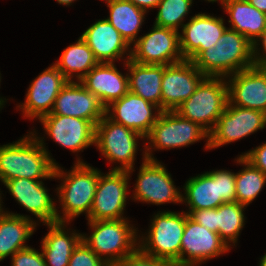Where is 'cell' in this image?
I'll return each instance as SVG.
<instances>
[{
  "label": "cell",
  "instance_id": "obj_1",
  "mask_svg": "<svg viewBox=\"0 0 266 266\" xmlns=\"http://www.w3.org/2000/svg\"><path fill=\"white\" fill-rule=\"evenodd\" d=\"M33 137L28 135L15 143L0 146V180L3 183L16 178H54L57 164L50 158L43 139L35 134Z\"/></svg>",
  "mask_w": 266,
  "mask_h": 266
},
{
  "label": "cell",
  "instance_id": "obj_2",
  "mask_svg": "<svg viewBox=\"0 0 266 266\" xmlns=\"http://www.w3.org/2000/svg\"><path fill=\"white\" fill-rule=\"evenodd\" d=\"M193 63L205 77L225 78L255 65L253 44L227 28L217 44L204 50Z\"/></svg>",
  "mask_w": 266,
  "mask_h": 266
},
{
  "label": "cell",
  "instance_id": "obj_3",
  "mask_svg": "<svg viewBox=\"0 0 266 266\" xmlns=\"http://www.w3.org/2000/svg\"><path fill=\"white\" fill-rule=\"evenodd\" d=\"M76 163L67 174L58 165L54 170V178H64L63 184L57 188L64 216H59V223H67L85 212L88 218L93 205L100 171L80 159Z\"/></svg>",
  "mask_w": 266,
  "mask_h": 266
},
{
  "label": "cell",
  "instance_id": "obj_4",
  "mask_svg": "<svg viewBox=\"0 0 266 266\" xmlns=\"http://www.w3.org/2000/svg\"><path fill=\"white\" fill-rule=\"evenodd\" d=\"M224 80V81H223ZM229 102L228 86L222 77H205L195 92L175 109L210 133Z\"/></svg>",
  "mask_w": 266,
  "mask_h": 266
},
{
  "label": "cell",
  "instance_id": "obj_5",
  "mask_svg": "<svg viewBox=\"0 0 266 266\" xmlns=\"http://www.w3.org/2000/svg\"><path fill=\"white\" fill-rule=\"evenodd\" d=\"M88 223L93 232L89 237L83 234L82 240L100 258L104 255L110 266L123 260L138 247L136 229H133L125 218Z\"/></svg>",
  "mask_w": 266,
  "mask_h": 266
},
{
  "label": "cell",
  "instance_id": "obj_6",
  "mask_svg": "<svg viewBox=\"0 0 266 266\" xmlns=\"http://www.w3.org/2000/svg\"><path fill=\"white\" fill-rule=\"evenodd\" d=\"M182 202L194 210L218 208L223 203L236 202L235 173L227 170L206 172L189 178L184 186Z\"/></svg>",
  "mask_w": 266,
  "mask_h": 266
},
{
  "label": "cell",
  "instance_id": "obj_7",
  "mask_svg": "<svg viewBox=\"0 0 266 266\" xmlns=\"http://www.w3.org/2000/svg\"><path fill=\"white\" fill-rule=\"evenodd\" d=\"M187 216L184 212H159L151 222L147 237L142 238L140 245L138 243L139 248L180 266V248Z\"/></svg>",
  "mask_w": 266,
  "mask_h": 266
},
{
  "label": "cell",
  "instance_id": "obj_8",
  "mask_svg": "<svg viewBox=\"0 0 266 266\" xmlns=\"http://www.w3.org/2000/svg\"><path fill=\"white\" fill-rule=\"evenodd\" d=\"M138 138L144 137L124 125L113 122L106 115L95 125L97 148L109 161L121 163V166L112 170L132 172Z\"/></svg>",
  "mask_w": 266,
  "mask_h": 266
},
{
  "label": "cell",
  "instance_id": "obj_9",
  "mask_svg": "<svg viewBox=\"0 0 266 266\" xmlns=\"http://www.w3.org/2000/svg\"><path fill=\"white\" fill-rule=\"evenodd\" d=\"M138 179L136 181L134 199L156 205L182 202V194L174 186L171 175L160 162L152 157L150 147H146Z\"/></svg>",
  "mask_w": 266,
  "mask_h": 266
},
{
  "label": "cell",
  "instance_id": "obj_10",
  "mask_svg": "<svg viewBox=\"0 0 266 266\" xmlns=\"http://www.w3.org/2000/svg\"><path fill=\"white\" fill-rule=\"evenodd\" d=\"M266 126V113L232 105L228 102L213 130L209 133L206 148L234 142Z\"/></svg>",
  "mask_w": 266,
  "mask_h": 266
},
{
  "label": "cell",
  "instance_id": "obj_11",
  "mask_svg": "<svg viewBox=\"0 0 266 266\" xmlns=\"http://www.w3.org/2000/svg\"><path fill=\"white\" fill-rule=\"evenodd\" d=\"M209 133L199 124L181 117L175 111H161L150 133L145 137L157 149H170L193 144ZM153 144V146H152Z\"/></svg>",
  "mask_w": 266,
  "mask_h": 266
},
{
  "label": "cell",
  "instance_id": "obj_12",
  "mask_svg": "<svg viewBox=\"0 0 266 266\" xmlns=\"http://www.w3.org/2000/svg\"><path fill=\"white\" fill-rule=\"evenodd\" d=\"M179 33L154 24L151 32L134 42L130 59L140 64L170 65L183 61Z\"/></svg>",
  "mask_w": 266,
  "mask_h": 266
},
{
  "label": "cell",
  "instance_id": "obj_13",
  "mask_svg": "<svg viewBox=\"0 0 266 266\" xmlns=\"http://www.w3.org/2000/svg\"><path fill=\"white\" fill-rule=\"evenodd\" d=\"M128 171L111 170L103 176L100 172L88 221L124 219L126 204Z\"/></svg>",
  "mask_w": 266,
  "mask_h": 266
},
{
  "label": "cell",
  "instance_id": "obj_14",
  "mask_svg": "<svg viewBox=\"0 0 266 266\" xmlns=\"http://www.w3.org/2000/svg\"><path fill=\"white\" fill-rule=\"evenodd\" d=\"M205 76L190 60L164 65L161 82V111H175L194 92Z\"/></svg>",
  "mask_w": 266,
  "mask_h": 266
},
{
  "label": "cell",
  "instance_id": "obj_15",
  "mask_svg": "<svg viewBox=\"0 0 266 266\" xmlns=\"http://www.w3.org/2000/svg\"><path fill=\"white\" fill-rule=\"evenodd\" d=\"M229 249L230 246H227L218 233L200 225L189 215L186 217L180 248V266H197L207 259L228 252Z\"/></svg>",
  "mask_w": 266,
  "mask_h": 266
},
{
  "label": "cell",
  "instance_id": "obj_16",
  "mask_svg": "<svg viewBox=\"0 0 266 266\" xmlns=\"http://www.w3.org/2000/svg\"><path fill=\"white\" fill-rule=\"evenodd\" d=\"M223 18L198 13L183 25L179 46L184 59L194 61L204 50L217 44L226 31Z\"/></svg>",
  "mask_w": 266,
  "mask_h": 266
},
{
  "label": "cell",
  "instance_id": "obj_17",
  "mask_svg": "<svg viewBox=\"0 0 266 266\" xmlns=\"http://www.w3.org/2000/svg\"><path fill=\"white\" fill-rule=\"evenodd\" d=\"M105 109L80 81L71 80L60 90L50 114L85 119L95 126L105 116Z\"/></svg>",
  "mask_w": 266,
  "mask_h": 266
},
{
  "label": "cell",
  "instance_id": "obj_18",
  "mask_svg": "<svg viewBox=\"0 0 266 266\" xmlns=\"http://www.w3.org/2000/svg\"><path fill=\"white\" fill-rule=\"evenodd\" d=\"M153 109H157V114L153 115ZM105 110V115L113 122L124 125L140 133L143 137L150 133L161 113L158 106L130 91L122 98L112 102Z\"/></svg>",
  "mask_w": 266,
  "mask_h": 266
},
{
  "label": "cell",
  "instance_id": "obj_19",
  "mask_svg": "<svg viewBox=\"0 0 266 266\" xmlns=\"http://www.w3.org/2000/svg\"><path fill=\"white\" fill-rule=\"evenodd\" d=\"M227 82L229 103L266 113V66L254 65Z\"/></svg>",
  "mask_w": 266,
  "mask_h": 266
},
{
  "label": "cell",
  "instance_id": "obj_20",
  "mask_svg": "<svg viewBox=\"0 0 266 266\" xmlns=\"http://www.w3.org/2000/svg\"><path fill=\"white\" fill-rule=\"evenodd\" d=\"M39 120L48 136L72 152L95 144V126L88 120L56 114L45 115Z\"/></svg>",
  "mask_w": 266,
  "mask_h": 266
},
{
  "label": "cell",
  "instance_id": "obj_21",
  "mask_svg": "<svg viewBox=\"0 0 266 266\" xmlns=\"http://www.w3.org/2000/svg\"><path fill=\"white\" fill-rule=\"evenodd\" d=\"M68 80L53 64L43 71L29 86L25 103L18 107L24 116L42 118L51 113L56 97Z\"/></svg>",
  "mask_w": 266,
  "mask_h": 266
},
{
  "label": "cell",
  "instance_id": "obj_22",
  "mask_svg": "<svg viewBox=\"0 0 266 266\" xmlns=\"http://www.w3.org/2000/svg\"><path fill=\"white\" fill-rule=\"evenodd\" d=\"M10 194L21 206L30 211L43 223L59 222V213L40 180L16 178L4 182Z\"/></svg>",
  "mask_w": 266,
  "mask_h": 266
},
{
  "label": "cell",
  "instance_id": "obj_23",
  "mask_svg": "<svg viewBox=\"0 0 266 266\" xmlns=\"http://www.w3.org/2000/svg\"><path fill=\"white\" fill-rule=\"evenodd\" d=\"M80 82L105 108L129 92L128 74L123 76L114 63H98Z\"/></svg>",
  "mask_w": 266,
  "mask_h": 266
},
{
  "label": "cell",
  "instance_id": "obj_24",
  "mask_svg": "<svg viewBox=\"0 0 266 266\" xmlns=\"http://www.w3.org/2000/svg\"><path fill=\"white\" fill-rule=\"evenodd\" d=\"M92 50L99 63H114L129 50V44L106 20H98L80 36Z\"/></svg>",
  "mask_w": 266,
  "mask_h": 266
},
{
  "label": "cell",
  "instance_id": "obj_25",
  "mask_svg": "<svg viewBox=\"0 0 266 266\" xmlns=\"http://www.w3.org/2000/svg\"><path fill=\"white\" fill-rule=\"evenodd\" d=\"M126 65L129 74V91L142 97L161 110V82L164 65L140 64L130 59L131 51H128Z\"/></svg>",
  "mask_w": 266,
  "mask_h": 266
},
{
  "label": "cell",
  "instance_id": "obj_26",
  "mask_svg": "<svg viewBox=\"0 0 266 266\" xmlns=\"http://www.w3.org/2000/svg\"><path fill=\"white\" fill-rule=\"evenodd\" d=\"M221 4L230 16V29L242 34L253 47H257L260 41L258 38L266 30V14L246 0H223Z\"/></svg>",
  "mask_w": 266,
  "mask_h": 266
},
{
  "label": "cell",
  "instance_id": "obj_27",
  "mask_svg": "<svg viewBox=\"0 0 266 266\" xmlns=\"http://www.w3.org/2000/svg\"><path fill=\"white\" fill-rule=\"evenodd\" d=\"M36 222L31 218L5 212L0 216V261L13 256L17 251L26 249L25 241L33 234Z\"/></svg>",
  "mask_w": 266,
  "mask_h": 266
},
{
  "label": "cell",
  "instance_id": "obj_28",
  "mask_svg": "<svg viewBox=\"0 0 266 266\" xmlns=\"http://www.w3.org/2000/svg\"><path fill=\"white\" fill-rule=\"evenodd\" d=\"M65 223H52L42 240V253L46 266H68L73 250L82 240V234L65 231Z\"/></svg>",
  "mask_w": 266,
  "mask_h": 266
},
{
  "label": "cell",
  "instance_id": "obj_29",
  "mask_svg": "<svg viewBox=\"0 0 266 266\" xmlns=\"http://www.w3.org/2000/svg\"><path fill=\"white\" fill-rule=\"evenodd\" d=\"M110 16L106 19L131 45L144 22L146 11L138 8L129 0H105Z\"/></svg>",
  "mask_w": 266,
  "mask_h": 266
},
{
  "label": "cell",
  "instance_id": "obj_30",
  "mask_svg": "<svg viewBox=\"0 0 266 266\" xmlns=\"http://www.w3.org/2000/svg\"><path fill=\"white\" fill-rule=\"evenodd\" d=\"M98 63L92 50L80 37L77 43L64 49L59 61L54 65L68 81H71L73 73H76L77 80L81 81Z\"/></svg>",
  "mask_w": 266,
  "mask_h": 266
},
{
  "label": "cell",
  "instance_id": "obj_31",
  "mask_svg": "<svg viewBox=\"0 0 266 266\" xmlns=\"http://www.w3.org/2000/svg\"><path fill=\"white\" fill-rule=\"evenodd\" d=\"M236 161L246 166L235 174L236 202L247 206L261 192L266 183V175L242 155Z\"/></svg>",
  "mask_w": 266,
  "mask_h": 266
},
{
  "label": "cell",
  "instance_id": "obj_32",
  "mask_svg": "<svg viewBox=\"0 0 266 266\" xmlns=\"http://www.w3.org/2000/svg\"><path fill=\"white\" fill-rule=\"evenodd\" d=\"M245 207L238 202H233L223 203L216 208V233L227 246L230 242L236 243L240 230L244 226Z\"/></svg>",
  "mask_w": 266,
  "mask_h": 266
},
{
  "label": "cell",
  "instance_id": "obj_33",
  "mask_svg": "<svg viewBox=\"0 0 266 266\" xmlns=\"http://www.w3.org/2000/svg\"><path fill=\"white\" fill-rule=\"evenodd\" d=\"M192 3L193 0H161L156 7L159 10L154 24L178 31Z\"/></svg>",
  "mask_w": 266,
  "mask_h": 266
},
{
  "label": "cell",
  "instance_id": "obj_34",
  "mask_svg": "<svg viewBox=\"0 0 266 266\" xmlns=\"http://www.w3.org/2000/svg\"><path fill=\"white\" fill-rule=\"evenodd\" d=\"M68 266H110L104 258L96 255L83 240L73 250Z\"/></svg>",
  "mask_w": 266,
  "mask_h": 266
},
{
  "label": "cell",
  "instance_id": "obj_35",
  "mask_svg": "<svg viewBox=\"0 0 266 266\" xmlns=\"http://www.w3.org/2000/svg\"><path fill=\"white\" fill-rule=\"evenodd\" d=\"M114 266H176L174 263L143 252L137 247Z\"/></svg>",
  "mask_w": 266,
  "mask_h": 266
},
{
  "label": "cell",
  "instance_id": "obj_36",
  "mask_svg": "<svg viewBox=\"0 0 266 266\" xmlns=\"http://www.w3.org/2000/svg\"><path fill=\"white\" fill-rule=\"evenodd\" d=\"M11 259V266H46L43 253L31 247L17 251Z\"/></svg>",
  "mask_w": 266,
  "mask_h": 266
},
{
  "label": "cell",
  "instance_id": "obj_37",
  "mask_svg": "<svg viewBox=\"0 0 266 266\" xmlns=\"http://www.w3.org/2000/svg\"><path fill=\"white\" fill-rule=\"evenodd\" d=\"M189 216L200 225L216 233V208L194 210Z\"/></svg>",
  "mask_w": 266,
  "mask_h": 266
},
{
  "label": "cell",
  "instance_id": "obj_38",
  "mask_svg": "<svg viewBox=\"0 0 266 266\" xmlns=\"http://www.w3.org/2000/svg\"><path fill=\"white\" fill-rule=\"evenodd\" d=\"M242 156L266 175V143L242 154Z\"/></svg>",
  "mask_w": 266,
  "mask_h": 266
},
{
  "label": "cell",
  "instance_id": "obj_39",
  "mask_svg": "<svg viewBox=\"0 0 266 266\" xmlns=\"http://www.w3.org/2000/svg\"><path fill=\"white\" fill-rule=\"evenodd\" d=\"M259 39L261 40V44L263 46V55H261L258 52V48L257 47H253V58H254V62L255 65L257 66H266V30L262 33V35L259 37Z\"/></svg>",
  "mask_w": 266,
  "mask_h": 266
},
{
  "label": "cell",
  "instance_id": "obj_40",
  "mask_svg": "<svg viewBox=\"0 0 266 266\" xmlns=\"http://www.w3.org/2000/svg\"><path fill=\"white\" fill-rule=\"evenodd\" d=\"M138 8L147 11L149 8H156L161 0H129Z\"/></svg>",
  "mask_w": 266,
  "mask_h": 266
},
{
  "label": "cell",
  "instance_id": "obj_41",
  "mask_svg": "<svg viewBox=\"0 0 266 266\" xmlns=\"http://www.w3.org/2000/svg\"><path fill=\"white\" fill-rule=\"evenodd\" d=\"M257 10L266 14V0H246Z\"/></svg>",
  "mask_w": 266,
  "mask_h": 266
},
{
  "label": "cell",
  "instance_id": "obj_42",
  "mask_svg": "<svg viewBox=\"0 0 266 266\" xmlns=\"http://www.w3.org/2000/svg\"><path fill=\"white\" fill-rule=\"evenodd\" d=\"M59 4L70 5L75 0H56Z\"/></svg>",
  "mask_w": 266,
  "mask_h": 266
},
{
  "label": "cell",
  "instance_id": "obj_43",
  "mask_svg": "<svg viewBox=\"0 0 266 266\" xmlns=\"http://www.w3.org/2000/svg\"><path fill=\"white\" fill-rule=\"evenodd\" d=\"M259 266H266V254L261 258Z\"/></svg>",
  "mask_w": 266,
  "mask_h": 266
},
{
  "label": "cell",
  "instance_id": "obj_44",
  "mask_svg": "<svg viewBox=\"0 0 266 266\" xmlns=\"http://www.w3.org/2000/svg\"><path fill=\"white\" fill-rule=\"evenodd\" d=\"M1 195V194H0ZM1 196H0V216L3 215L5 212L2 210V207H1Z\"/></svg>",
  "mask_w": 266,
  "mask_h": 266
},
{
  "label": "cell",
  "instance_id": "obj_45",
  "mask_svg": "<svg viewBox=\"0 0 266 266\" xmlns=\"http://www.w3.org/2000/svg\"><path fill=\"white\" fill-rule=\"evenodd\" d=\"M0 79H1V77H0ZM1 81V80H0ZM4 100L2 99V98H0V108H2L3 107V105H4Z\"/></svg>",
  "mask_w": 266,
  "mask_h": 266
},
{
  "label": "cell",
  "instance_id": "obj_46",
  "mask_svg": "<svg viewBox=\"0 0 266 266\" xmlns=\"http://www.w3.org/2000/svg\"><path fill=\"white\" fill-rule=\"evenodd\" d=\"M208 2H216V1H218V0H207ZM221 2L223 1V0H220Z\"/></svg>",
  "mask_w": 266,
  "mask_h": 266
}]
</instances>
